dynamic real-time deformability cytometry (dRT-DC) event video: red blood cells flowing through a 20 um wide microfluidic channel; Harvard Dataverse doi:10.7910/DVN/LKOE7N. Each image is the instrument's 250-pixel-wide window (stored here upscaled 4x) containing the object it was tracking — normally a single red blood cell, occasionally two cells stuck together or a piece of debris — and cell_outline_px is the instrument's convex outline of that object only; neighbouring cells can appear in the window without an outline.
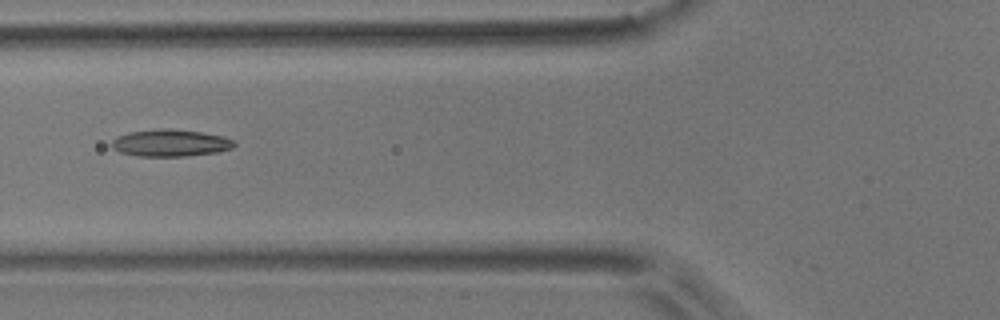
{"species": "common noctule bat (a hibernating species)", "species_latin": "Nyctalus noctula", "temperature_condition": "room temperature", "stored_images_in_passage": 6, "camera_frame_rate_fps": 3000, "um_per_image_px": 0.085, "animal": {"sex": "male", "body_mass_g": 17.9}, "frame": {"image": 1, "passage_image": 4, "time_ms": 1.0, "image_size_px": [1000, 320], "cell_outline_px": [[236, 144], [232, 148], [216, 152], [184, 156], [136, 156], [120, 152], [112, 148], [112, 140], [128, 132], [160, 128], [172, 128], [200, 132], [224, 136], [232, 140]], "centroid_in_image_um": [14.47, 12.14], "position_along_channel_um": 111.3, "area_um2": 19.25}}
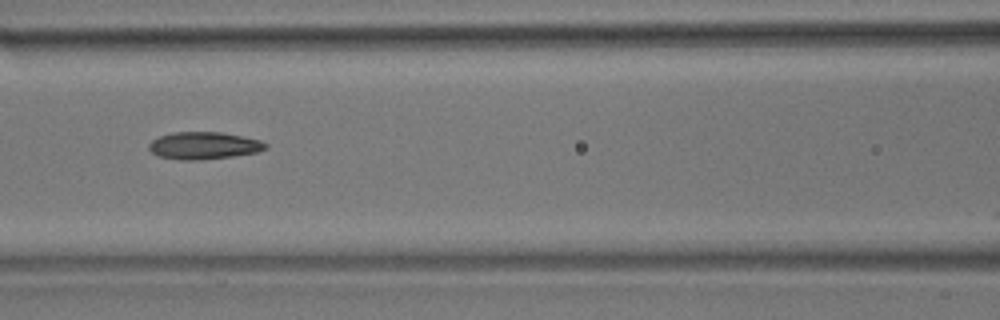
{"frame": {"image": 2, "passage_image": 5, "time_ms": 1.333, "image_size_px": [1000, 320], "cell_outline_px": [[268, 148], [256, 152], [232, 156], [200, 160], [180, 160], [156, 156], [148, 148], [148, 144], [152, 140], [160, 136], [172, 132], [220, 132], [260, 140], [268, 144]], "centroid_in_image_um": [17.29, 12.38], "position_along_channel_um": 149.3, "area_um2": 18.55}}
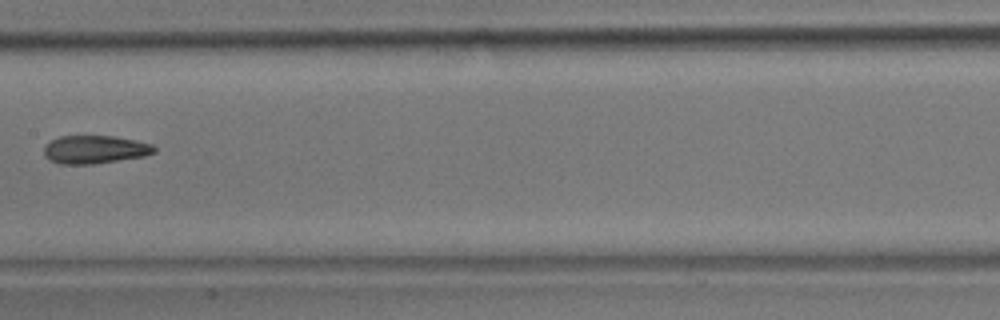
{"frame": {"image": 3, "passage_image": 6, "time_ms": 1.667, "image_size_px": [1000, 320], "cell_outline_px": [[156, 152], [144, 156], [92, 164], [60, 164], [44, 156], [44, 148], [52, 140], [60, 136], [112, 136], [152, 144], [156, 148]], "centroid_in_image_um": [8.07, 12.71], "position_along_channel_um": 199.3, "area_um2": 17.8}}